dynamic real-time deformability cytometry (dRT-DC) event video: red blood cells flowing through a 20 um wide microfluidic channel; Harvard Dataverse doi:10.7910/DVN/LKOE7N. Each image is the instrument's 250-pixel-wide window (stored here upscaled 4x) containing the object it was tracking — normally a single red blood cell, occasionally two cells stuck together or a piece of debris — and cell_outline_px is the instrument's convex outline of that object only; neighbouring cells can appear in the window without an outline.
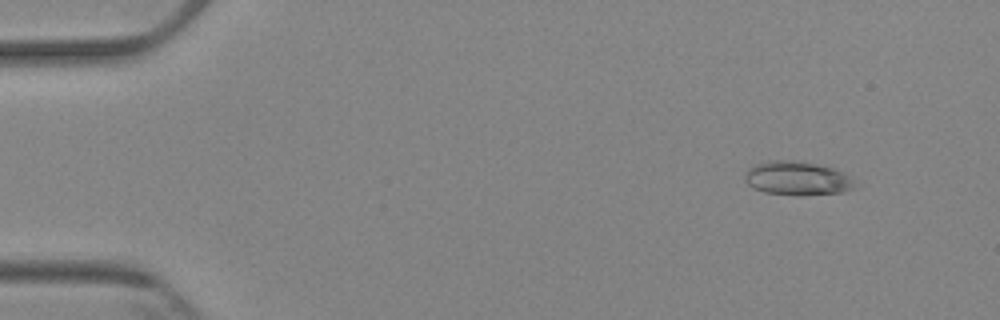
{"species": "Egyptian fruit bat (a non-hibernating species)", "species_latin": "Rousettus aegyptiacus", "temperature_condition": "cold", "stored_images_in_passage": 4, "camera_frame_rate_fps": 3000, "um_per_image_px": 0.085, "animal": {"sex": "female"}, "frame": {"image": 1, "passage_image": 2, "time_ms": 1.0, "image_size_px": [1000, 320], "cell_outline_px": [[856, 188], [844, 192], [804, 196], [800, 196], [764, 192], [752, 188], [744, 180], [744, 176], [748, 168], [756, 164], [768, 160], [788, 160], [824, 164], [844, 172], [852, 180]], "centroid_in_image_um": [67.77, 15.16], "position_along_channel_um": 17.2, "area_um2": 22.14}}
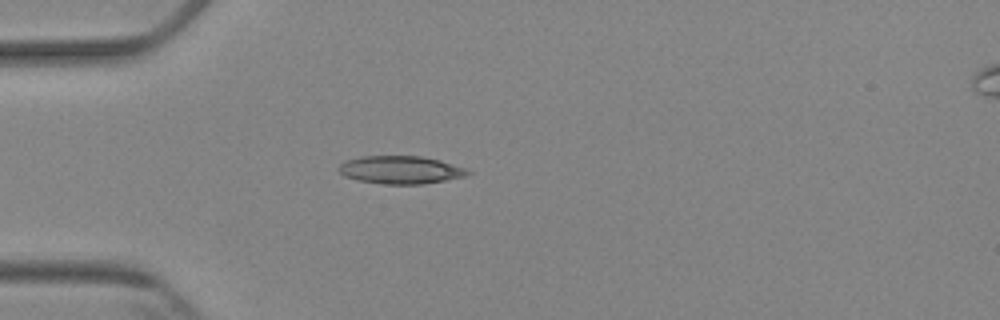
{"frame": {"image": 2, "passage_image": 4, "time_ms": 4.333, "image_size_px": [1000, 320], "cell_outline_px": [[472, 172], [468, 176], [424, 184], [384, 184], [356, 180], [344, 176], [336, 168], [344, 160], [360, 156], [420, 156], [440, 160], [464, 168]], "centroid_in_image_um": [34.02, 14.44], "position_along_channel_um": 51.0, "area_um2": 21.15}}